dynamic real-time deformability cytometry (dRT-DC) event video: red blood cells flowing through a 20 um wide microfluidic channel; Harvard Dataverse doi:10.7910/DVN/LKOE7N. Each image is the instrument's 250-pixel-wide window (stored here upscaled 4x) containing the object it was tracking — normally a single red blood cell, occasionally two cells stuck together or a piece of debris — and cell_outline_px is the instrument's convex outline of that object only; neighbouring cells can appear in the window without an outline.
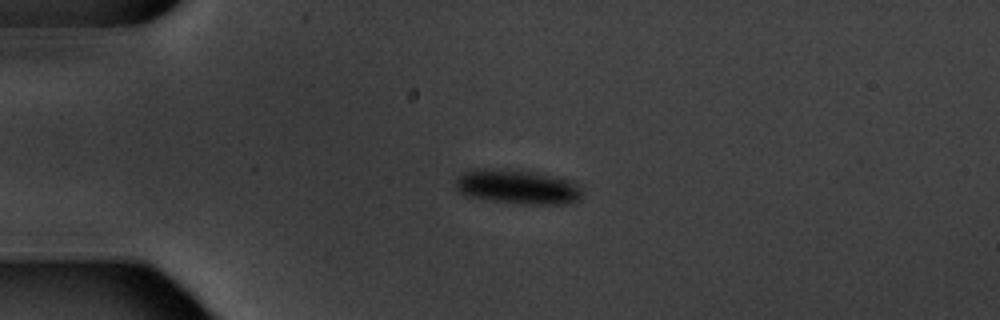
{"species": "common noctule bat (a hibernating species)", "species_latin": "Nyctalus noctula", "temperature_condition": "warm", "stored_images_in_passage": 3, "camera_frame_rate_fps": 3000, "um_per_image_px": 0.085, "animal": {"sex": "male", "body_mass_g": 20.1, "forearm_length_mm": 53.5}, "frame": {"image": 1, "passage_image": 1, "time_ms": 0.0, "image_size_px": [1000, 320], "cell_outline_px": [[580, 200], [572, 204], [520, 204], [492, 200], [468, 196], [460, 192], [456, 188], [456, 180], [464, 172], [476, 168], [484, 168], [528, 172], [572, 180], [580, 188]], "centroid_in_image_um": [44.0, 15.9], "position_along_channel_um": 41.0, "area_um2": 24.97}}